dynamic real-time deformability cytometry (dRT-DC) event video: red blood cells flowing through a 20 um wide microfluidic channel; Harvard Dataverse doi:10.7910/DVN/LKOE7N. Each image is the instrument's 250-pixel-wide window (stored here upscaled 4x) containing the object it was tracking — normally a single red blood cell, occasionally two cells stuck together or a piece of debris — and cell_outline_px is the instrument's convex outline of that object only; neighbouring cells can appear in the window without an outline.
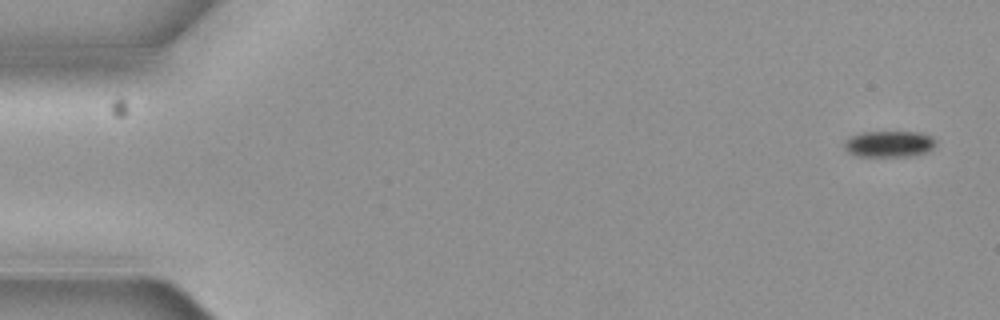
{"species": "common noctule bat (a hibernating species)", "species_latin": "Nyctalus noctula", "temperature_condition": "cold", "stored_images_in_passage": 7, "camera_frame_rate_fps": 3000, "um_per_image_px": 0.085, "animal": {"sex": "female", "body_mass_g": 19.3, "forearm_length_mm": 54.1}, "frame": {"image": 1, "passage_image": 1, "time_ms": 0.0, "image_size_px": [1000, 320], "cell_outline_px": [[936, 144], [928, 152], [916, 156], [856, 156], [848, 152], [844, 148], [844, 140], [848, 136], [860, 132], [920, 132], [932, 136], [936, 140]], "centroid_in_image_um": [75.57, 12.23], "position_along_channel_um": 9.4, "area_um2": 14.33}}
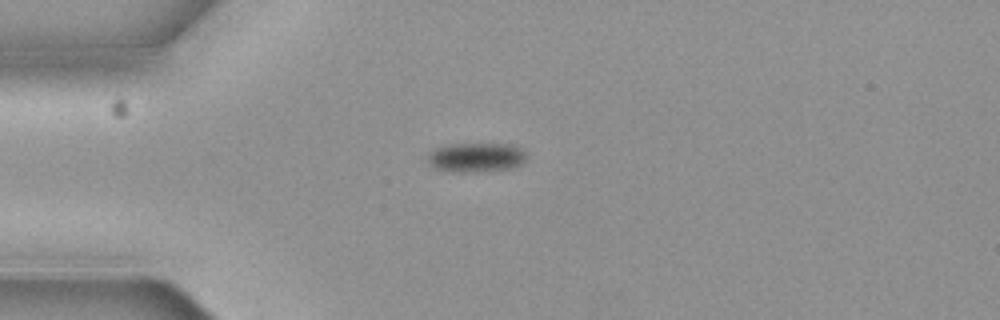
{"frame": {"image": 2, "passage_image": 4, "time_ms": 1.0, "image_size_px": [1000, 320], "cell_outline_px": [[524, 160], [520, 164], [512, 168], [464, 172], [460, 172], [436, 168], [428, 160], [428, 156], [436, 148], [452, 144], [512, 144], [520, 148], [524, 152]], "centroid_in_image_um": [40.49, 13.36], "position_along_channel_um": 44.5, "area_um2": 16.3}}
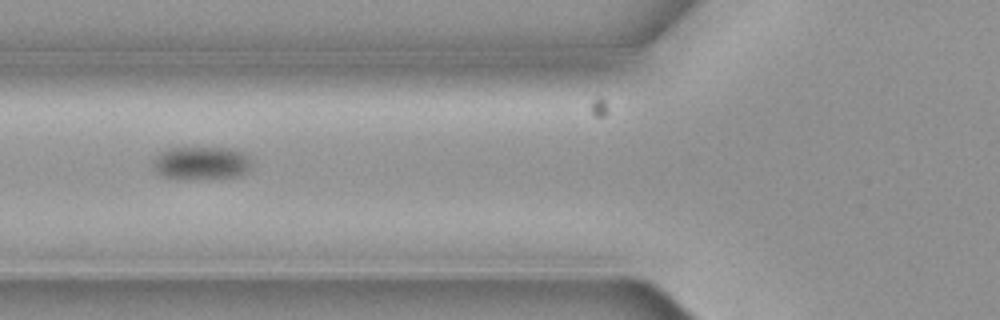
{"frame": {"image": 3, "passage_image": 6, "time_ms": 1.667, "image_size_px": [1000, 320], "cell_outline_px": [[252, 160], [248, 168], [240, 176], [164, 176], [156, 168], [152, 160], [160, 152], [168, 148], [232, 148], [240, 152]], "centroid_in_image_um": [17.13, 13.79], "position_along_channel_um": 108.7, "area_um2": 17.69}}